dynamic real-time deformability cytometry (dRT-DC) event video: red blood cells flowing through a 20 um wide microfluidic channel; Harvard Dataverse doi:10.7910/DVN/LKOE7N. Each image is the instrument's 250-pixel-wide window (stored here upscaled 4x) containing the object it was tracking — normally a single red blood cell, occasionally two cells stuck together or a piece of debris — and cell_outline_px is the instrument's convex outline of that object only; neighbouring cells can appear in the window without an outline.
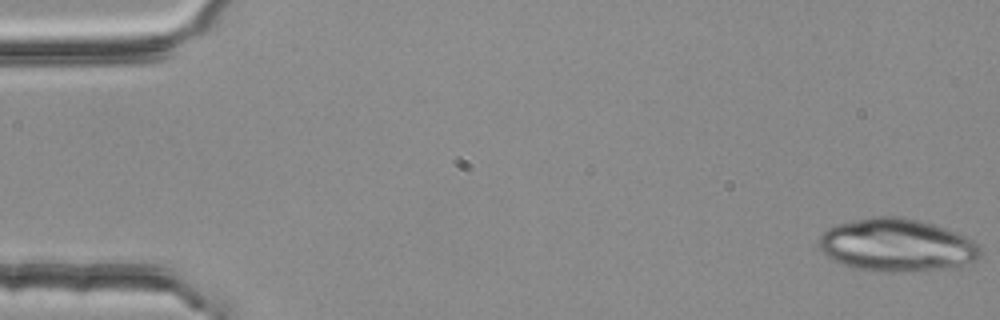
{"species": "common noctule bat (a hibernating species)", "species_latin": "Nyctalus noctula", "temperature_condition": "room temperature", "stored_images_in_passage": 54, "camera_frame_rate_fps": 3000, "um_per_image_px": 0.085, "animal": {"sex": "female", "body_mass_g": 25.1}, "frame": {"image": 1, "passage_image": 1, "time_ms": 0.0, "image_size_px": [1000, 320], "cell_outline_px": [[980, 256], [976, 260], [960, 268], [896, 272], [884, 272], [852, 268], [840, 264], [828, 256], [820, 248], [820, 236], [828, 228], [836, 224], [872, 216], [904, 216], [920, 220], [956, 232], [972, 240], [980, 248]], "centroid_in_image_um": [76.25, 20.85], "position_along_channel_um": 8.8, "area_um2": 50.0}}
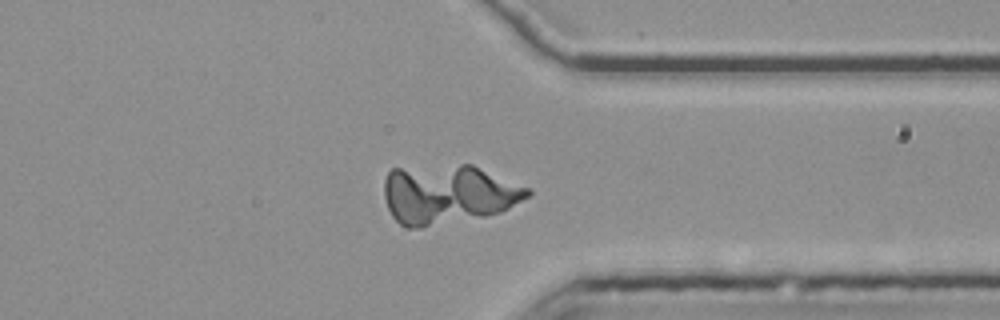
{"frame": {"image": 2, "passage_image": 42, "time_ms": 13.667, "image_size_px": [1000, 320], "cell_outline_px": [[532, 192], [528, 196], [508, 208], [500, 212], [484, 216], [420, 228], [408, 228], [400, 224], [392, 216], [388, 208], [384, 196], [384, 180], [388, 172], [392, 168], [460, 164], [472, 164], [532, 188]], "centroid_in_image_um": [38.08, 16.49], "position_along_channel_um": 373.3, "area_um2": 49.77}}
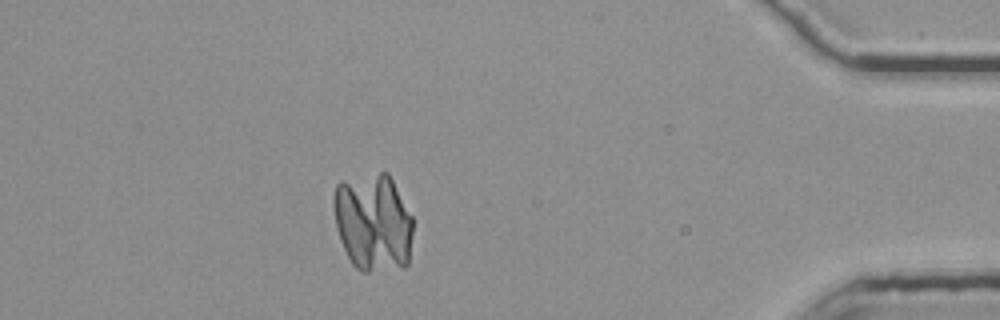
{"frame": {"image": 3, "passage_image": 48, "time_ms": 15.667, "image_size_px": [1000, 320], "cell_outline_px": [[412, 232], [408, 264], [404, 268], [368, 272], [360, 272], [352, 264], [340, 240], [336, 228], [332, 204], [332, 200], [336, 184], [340, 180], [380, 172], [388, 172], [412, 216]], "centroid_in_image_um": [31.69, 18.91], "position_along_channel_um": 403.5, "area_um2": 45.89}}